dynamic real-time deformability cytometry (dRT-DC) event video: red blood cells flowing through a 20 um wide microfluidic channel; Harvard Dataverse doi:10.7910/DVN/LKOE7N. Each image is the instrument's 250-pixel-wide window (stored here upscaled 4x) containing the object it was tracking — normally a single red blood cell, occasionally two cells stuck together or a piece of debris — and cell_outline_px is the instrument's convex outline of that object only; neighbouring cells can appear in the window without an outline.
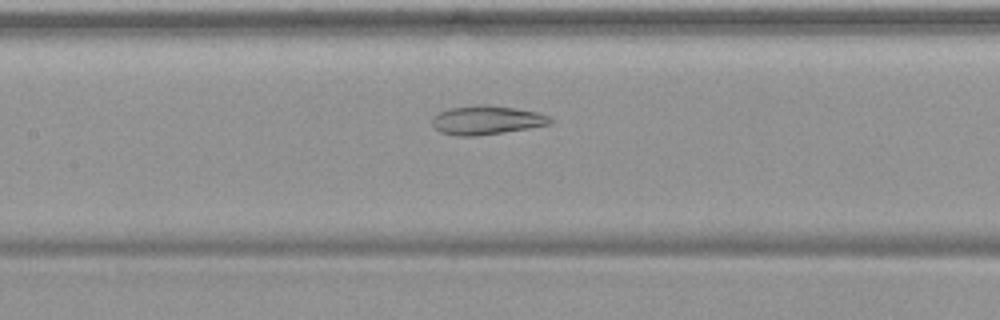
{"species": "common noctule bat (a hibernating species)", "species_latin": "Nyctalus noctula", "temperature_condition": "warm", "stored_images_in_passage": 47, "camera_frame_rate_fps": 3000, "um_per_image_px": 0.085, "animal": {"sex": "female", "body_mass_g": 19.9}, "frame": {"image": 1, "passage_image": 26, "time_ms": 8.333, "image_size_px": [1000, 320], "cell_outline_px": [[552, 124], [504, 132], [476, 136], [456, 136], [440, 132], [432, 124], [432, 116], [448, 108], [480, 104], [516, 108], [540, 112], [548, 116], [552, 120]], "centroid_in_image_um": [41.35, 10.21], "position_along_channel_um": 166.0, "area_um2": 19.94}}
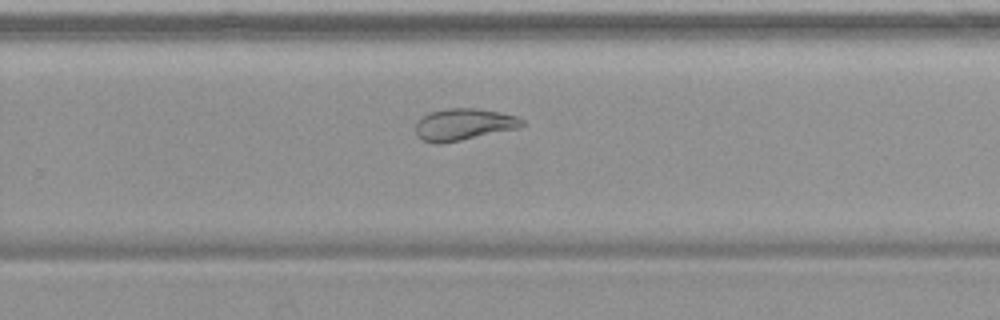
{"frame": {"image": 2, "passage_image": 36, "time_ms": 11.667, "image_size_px": [1000, 320], "cell_outline_px": [[524, 124], [520, 128], [440, 144], [436, 144], [424, 140], [416, 132], [416, 124], [428, 112], [448, 108], [476, 108], [500, 112], [516, 116], [524, 120]], "centroid_in_image_um": [39.45, 10.57], "position_along_channel_um": 290.4, "area_um2": 19.54}}
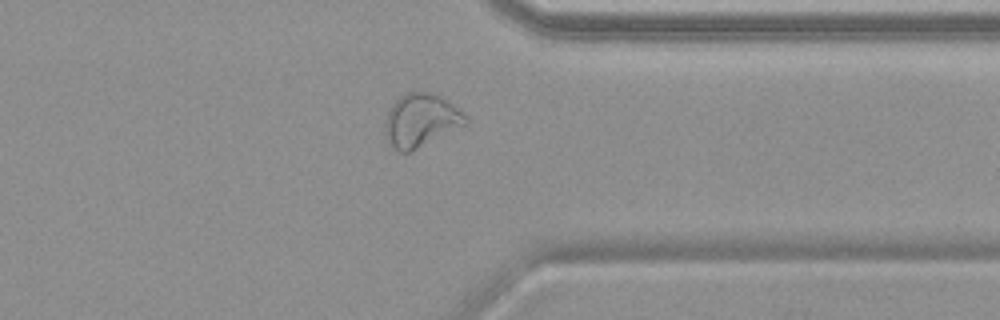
{"frame": {"image": 3, "passage_image": 43, "time_ms": 14.0, "image_size_px": [1000, 320], "cell_outline_px": [[468, 124], [408, 152], [400, 152], [384, 136], [384, 120], [392, 104], [400, 96], [408, 92], [428, 92], [440, 96], [464, 112], [468, 116]], "centroid_in_image_um": [35.78, 10.21], "position_along_channel_um": 375.6, "area_um2": 24.8}, "authors_computed_cell_mechanics": {"area_um2": 24.7962, "velocity_mm_per_s": 3.757, "shape_relaxation_time_tau1_ms": null, "shape_relaxation_time_tau2_ms": 2.1189, "deformation_change_tau1": null, "deformation_change_tau2": 0.0955}}